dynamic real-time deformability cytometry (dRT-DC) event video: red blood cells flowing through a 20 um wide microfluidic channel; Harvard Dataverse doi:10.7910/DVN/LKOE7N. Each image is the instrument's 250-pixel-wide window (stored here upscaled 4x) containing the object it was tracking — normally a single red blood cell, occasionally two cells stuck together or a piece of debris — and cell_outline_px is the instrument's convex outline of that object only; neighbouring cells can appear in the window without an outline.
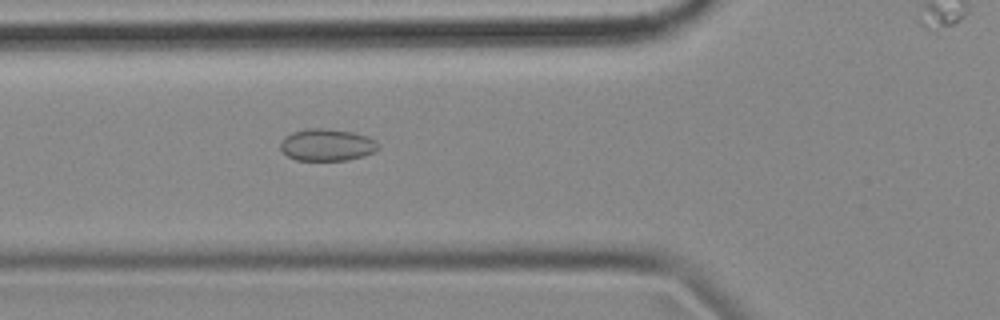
{"species": "common noctule bat (a hibernating species)", "species_latin": "Nyctalus noctula", "temperature_condition": "cold", "stored_images_in_passage": 23, "camera_frame_rate_fps": 3000, "um_per_image_px": 0.085, "animal": {"sex": "female", "body_mass_g": 18.4}, "frame": {"image": 1, "passage_image": 3, "time_ms": 0.667, "image_size_px": [1000, 320], "cell_outline_px": [[380, 148], [364, 156], [348, 160], [296, 160], [288, 156], [280, 148], [280, 144], [292, 132], [308, 128], [324, 128], [352, 132], [364, 136], [372, 140]], "centroid_in_image_um": [27.77, 12.32], "position_along_channel_um": 98.0, "area_um2": 17.86}}
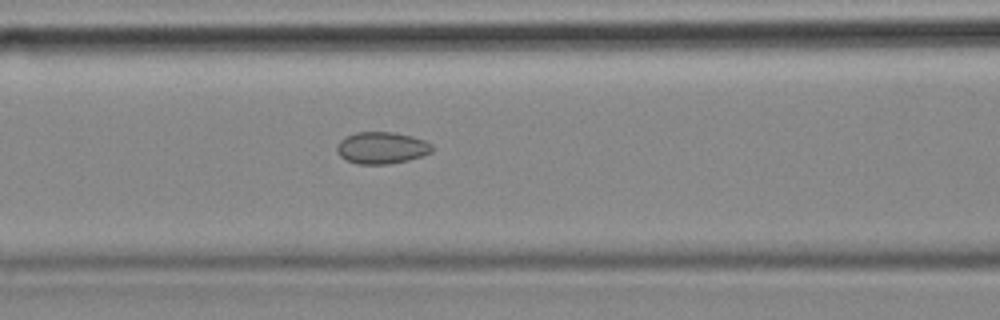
{"frame": {"image": 2, "passage_image": 6, "time_ms": 1.667, "image_size_px": [1000, 320], "cell_outline_px": [[432, 152], [408, 160], [388, 164], [356, 164], [340, 156], [336, 152], [336, 144], [344, 136], [356, 132], [392, 132], [412, 136], [424, 140], [432, 144]], "centroid_in_image_um": [32.4, 12.56], "position_along_channel_um": 134.2, "area_um2": 17.74}}
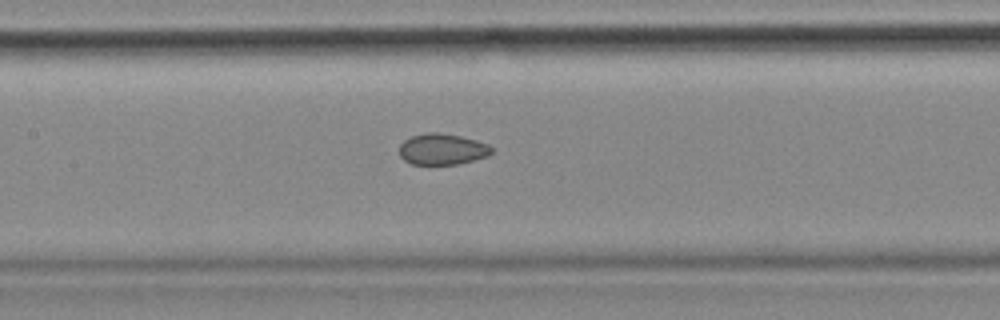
{"frame": {"image": 3, "passage_image": 9, "time_ms": 2.667, "image_size_px": [1000, 320], "cell_outline_px": [[492, 152], [484, 156], [472, 160], [456, 164], [412, 164], [404, 160], [400, 156], [400, 144], [404, 140], [412, 136], [428, 132], [440, 132], [460, 136], [476, 140], [488, 144], [492, 148]], "centroid_in_image_um": [37.56, 12.67], "position_along_channel_um": 169.8, "area_um2": 16.53}}